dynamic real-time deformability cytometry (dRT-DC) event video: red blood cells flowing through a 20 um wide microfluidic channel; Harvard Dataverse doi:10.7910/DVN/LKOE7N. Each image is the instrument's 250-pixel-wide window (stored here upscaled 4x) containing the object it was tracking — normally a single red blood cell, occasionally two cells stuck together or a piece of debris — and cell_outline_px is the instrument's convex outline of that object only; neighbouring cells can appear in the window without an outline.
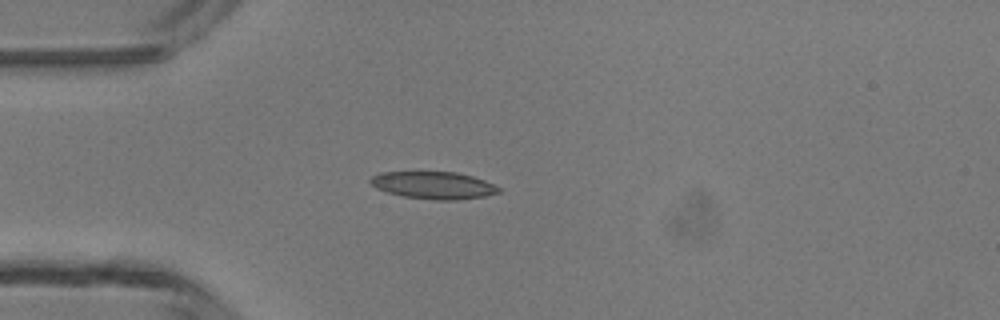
{"species": "common noctule bat (a hibernating species)", "species_latin": "Nyctalus noctula", "temperature_condition": "room temperature", "stored_images_in_passage": 5, "camera_frame_rate_fps": 3000, "um_per_image_px": 0.085, "animal": {"sex": "male", "body_mass_g": 13.3}, "frame": {"image": 1, "passage_image": 5, "time_ms": 5.333, "image_size_px": [1000, 320], "cell_outline_px": [[500, 192], [484, 196], [456, 200], [436, 200], [404, 196], [388, 192], [376, 188], [368, 180], [372, 176], [380, 172], [456, 172], [472, 176], [484, 180], [500, 188]], "centroid_in_image_um": [36.84, 15.74], "position_along_channel_um": 48.2, "area_um2": 20.23}}